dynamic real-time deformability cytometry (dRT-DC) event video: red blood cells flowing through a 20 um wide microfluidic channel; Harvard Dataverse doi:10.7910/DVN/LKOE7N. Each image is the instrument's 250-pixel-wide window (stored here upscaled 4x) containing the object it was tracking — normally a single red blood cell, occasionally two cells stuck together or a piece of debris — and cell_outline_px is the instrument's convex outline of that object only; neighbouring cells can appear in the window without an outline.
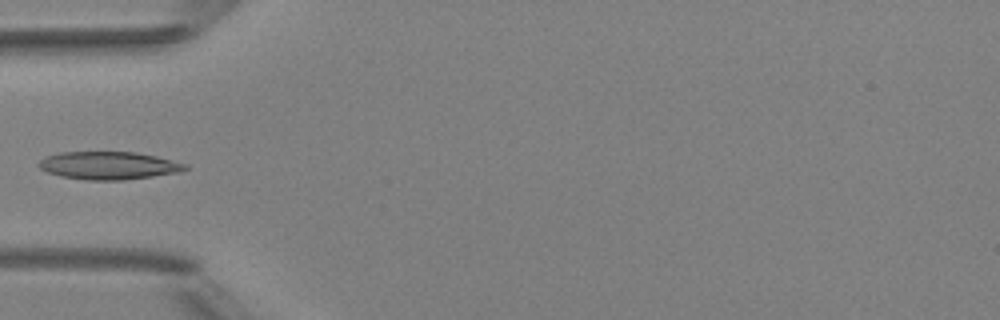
{"species": "Egyptian fruit bat (a non-hibernating species)", "species_latin": "Rousettus aegyptiacus", "temperature_condition": "room temperature", "stored_images_in_passage": 5, "camera_frame_rate_fps": 3000, "um_per_image_px": 0.085, "animal": {"sex": "female"}, "frame": {"image": 1, "passage_image": 3, "time_ms": 2.333, "image_size_px": [1000, 320], "cell_outline_px": [[188, 168], [180, 172], [124, 180], [88, 180], [60, 176], [48, 172], [40, 168], [36, 164], [40, 160], [48, 156], [60, 152], [136, 152], [156, 156], [188, 164]], "centroid_in_image_um": [9.25, 14.07], "position_along_channel_um": 75.8, "area_um2": 23.7}}
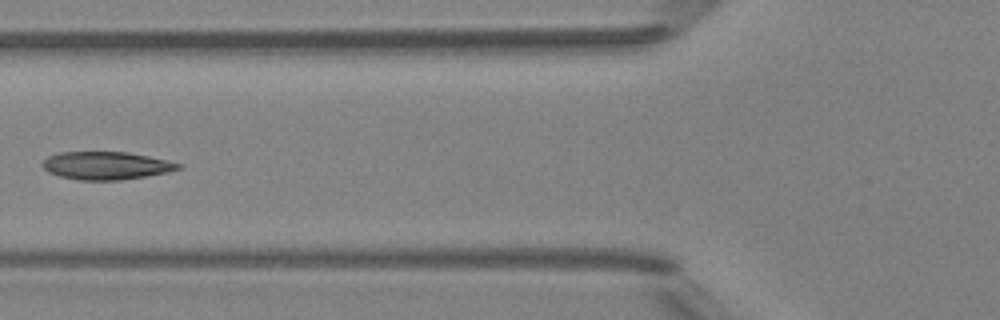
{"frame": {"image": 2, "passage_image": 4, "time_ms": 3.333, "image_size_px": [1000, 320], "cell_outline_px": [[180, 168], [164, 172], [144, 176], [120, 180], [80, 180], [60, 176], [48, 172], [40, 164], [48, 156], [60, 152], [128, 152], [148, 156], [180, 164]], "centroid_in_image_um": [8.94, 14.07], "position_along_channel_um": 116.9, "area_um2": 21.68}}
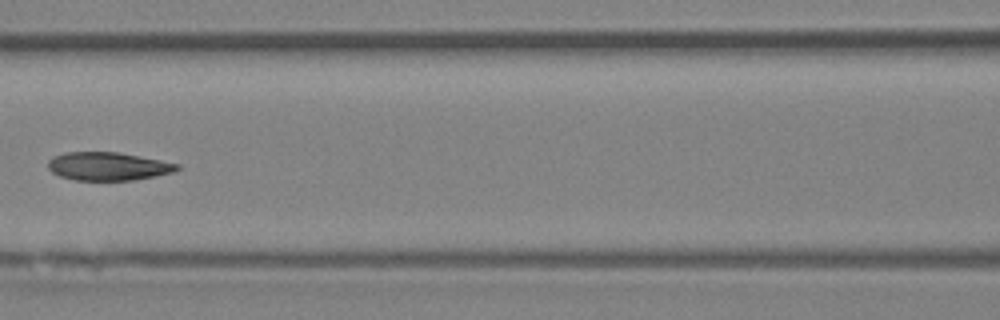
{"frame": {"image": 3, "passage_image": 5, "time_ms": 4.333, "image_size_px": [1000, 320], "cell_outline_px": [[180, 168], [172, 172], [132, 180], [76, 180], [60, 176], [52, 172], [48, 168], [48, 160], [52, 156], [64, 152], [120, 152], [180, 164]], "centroid_in_image_um": [9.14, 14.12], "position_along_channel_um": 157.5, "area_um2": 21.15}}